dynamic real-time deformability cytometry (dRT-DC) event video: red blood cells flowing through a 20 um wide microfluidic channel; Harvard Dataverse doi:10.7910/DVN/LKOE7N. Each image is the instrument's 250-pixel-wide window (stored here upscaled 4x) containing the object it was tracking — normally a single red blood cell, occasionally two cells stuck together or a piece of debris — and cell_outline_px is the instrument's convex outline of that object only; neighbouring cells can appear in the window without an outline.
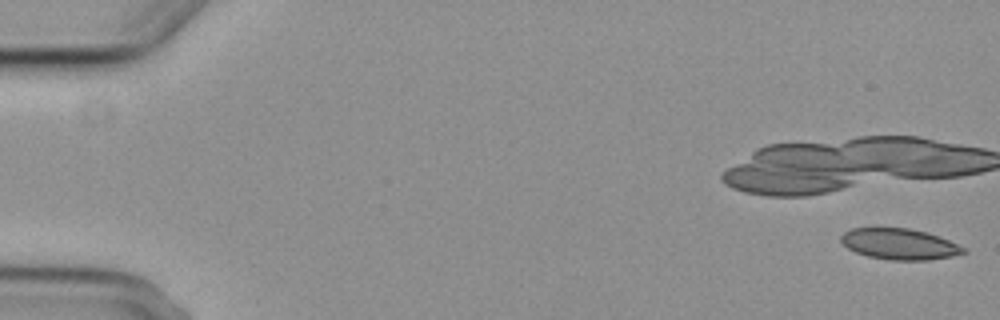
{"species": "common noctule bat (a hibernating species)", "species_latin": "Nyctalus noctula", "temperature_condition": "cold", "stored_images_in_passage": 6, "camera_frame_rate_fps": 3000, "um_per_image_px": 0.085, "animal": {"sex": "female", "body_mass_g": 29.2, "forearm_length_mm": 56.3}, "frame": {"image": 1, "passage_image": 1, "time_ms": 0.0, "image_size_px": [1000, 320], "cell_outline_px": [[968, 252], [952, 256], [928, 260], [888, 260], [868, 256], [856, 252], [848, 248], [840, 240], [840, 236], [844, 232], [852, 228], [876, 224], [908, 228], [924, 232], [948, 240], [964, 248]], "centroid_in_image_um": [76.36, 20.7], "position_along_channel_um": 8.6, "area_um2": 22.66}}